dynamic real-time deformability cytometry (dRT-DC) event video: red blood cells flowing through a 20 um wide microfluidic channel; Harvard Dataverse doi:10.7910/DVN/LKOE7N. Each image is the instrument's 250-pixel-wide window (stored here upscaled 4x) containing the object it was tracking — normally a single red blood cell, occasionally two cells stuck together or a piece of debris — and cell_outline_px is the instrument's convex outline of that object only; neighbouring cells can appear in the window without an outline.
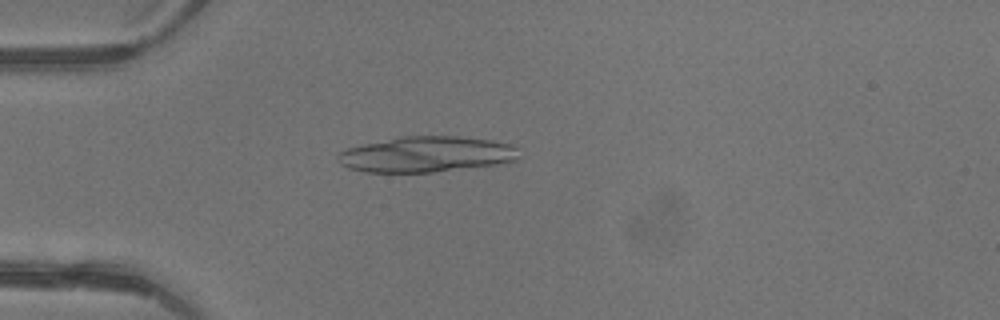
{"species": "common noctule bat (a hibernating species)", "species_latin": "Nyctalus noctula", "temperature_condition": "warm", "stored_images_in_passage": 3, "camera_frame_rate_fps": 3000, "um_per_image_px": 0.085, "animal": {"sex": "female"}, "frame": {"image": 1, "passage_image": 3, "time_ms": 0.667, "image_size_px": [1000, 320], "cell_outline_px": [[516, 160], [500, 164], [432, 172], [364, 172], [348, 168], [340, 164], [336, 160], [336, 156], [340, 152], [348, 148], [364, 144], [400, 136], [456, 136], [492, 140], [512, 144], [516, 148]], "centroid_in_image_um": [36.21, 13.12], "position_along_channel_um": 48.8, "area_um2": 37.63}}